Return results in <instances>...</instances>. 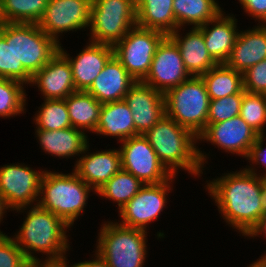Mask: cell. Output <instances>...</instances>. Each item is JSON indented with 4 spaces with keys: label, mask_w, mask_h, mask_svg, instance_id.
<instances>
[{
    "label": "cell",
    "mask_w": 266,
    "mask_h": 267,
    "mask_svg": "<svg viewBox=\"0 0 266 267\" xmlns=\"http://www.w3.org/2000/svg\"><path fill=\"white\" fill-rule=\"evenodd\" d=\"M48 0H0V18L5 23L38 24Z\"/></svg>",
    "instance_id": "4dcf8cb0"
},
{
    "label": "cell",
    "mask_w": 266,
    "mask_h": 267,
    "mask_svg": "<svg viewBox=\"0 0 266 267\" xmlns=\"http://www.w3.org/2000/svg\"><path fill=\"white\" fill-rule=\"evenodd\" d=\"M121 167L144 184H160L173 175L160 162L144 135L130 137L120 142Z\"/></svg>",
    "instance_id": "8fae6325"
},
{
    "label": "cell",
    "mask_w": 266,
    "mask_h": 267,
    "mask_svg": "<svg viewBox=\"0 0 266 267\" xmlns=\"http://www.w3.org/2000/svg\"><path fill=\"white\" fill-rule=\"evenodd\" d=\"M248 267H266V256H261L254 263H251Z\"/></svg>",
    "instance_id": "bcb514c9"
},
{
    "label": "cell",
    "mask_w": 266,
    "mask_h": 267,
    "mask_svg": "<svg viewBox=\"0 0 266 267\" xmlns=\"http://www.w3.org/2000/svg\"><path fill=\"white\" fill-rule=\"evenodd\" d=\"M201 77L210 100L238 94L243 90V73L235 71L226 63L215 65Z\"/></svg>",
    "instance_id": "f1b7e54d"
},
{
    "label": "cell",
    "mask_w": 266,
    "mask_h": 267,
    "mask_svg": "<svg viewBox=\"0 0 266 267\" xmlns=\"http://www.w3.org/2000/svg\"><path fill=\"white\" fill-rule=\"evenodd\" d=\"M94 133L110 138L117 137L119 142L136 136L132 112L124 99L102 104Z\"/></svg>",
    "instance_id": "d4e9b609"
},
{
    "label": "cell",
    "mask_w": 266,
    "mask_h": 267,
    "mask_svg": "<svg viewBox=\"0 0 266 267\" xmlns=\"http://www.w3.org/2000/svg\"><path fill=\"white\" fill-rule=\"evenodd\" d=\"M244 12L258 21L260 25H266V0H238Z\"/></svg>",
    "instance_id": "ab89813d"
},
{
    "label": "cell",
    "mask_w": 266,
    "mask_h": 267,
    "mask_svg": "<svg viewBox=\"0 0 266 267\" xmlns=\"http://www.w3.org/2000/svg\"><path fill=\"white\" fill-rule=\"evenodd\" d=\"M258 135L239 115L219 123H207L198 141L206 140L224 152L246 158Z\"/></svg>",
    "instance_id": "9a60e30c"
},
{
    "label": "cell",
    "mask_w": 266,
    "mask_h": 267,
    "mask_svg": "<svg viewBox=\"0 0 266 267\" xmlns=\"http://www.w3.org/2000/svg\"><path fill=\"white\" fill-rule=\"evenodd\" d=\"M260 203L262 207V215L266 214V178L263 177H261Z\"/></svg>",
    "instance_id": "ee69618b"
},
{
    "label": "cell",
    "mask_w": 266,
    "mask_h": 267,
    "mask_svg": "<svg viewBox=\"0 0 266 267\" xmlns=\"http://www.w3.org/2000/svg\"><path fill=\"white\" fill-rule=\"evenodd\" d=\"M132 112L136 136L144 135L165 115L164 94L142 82H136L124 96Z\"/></svg>",
    "instance_id": "2e32d148"
},
{
    "label": "cell",
    "mask_w": 266,
    "mask_h": 267,
    "mask_svg": "<svg viewBox=\"0 0 266 267\" xmlns=\"http://www.w3.org/2000/svg\"><path fill=\"white\" fill-rule=\"evenodd\" d=\"M95 258L88 261L75 263L77 267H110L107 261L95 250Z\"/></svg>",
    "instance_id": "b9f144b4"
},
{
    "label": "cell",
    "mask_w": 266,
    "mask_h": 267,
    "mask_svg": "<svg viewBox=\"0 0 266 267\" xmlns=\"http://www.w3.org/2000/svg\"><path fill=\"white\" fill-rule=\"evenodd\" d=\"M160 162L174 176L178 170L202 176L209 157L197 145L198 137L190 130L164 115L144 134Z\"/></svg>",
    "instance_id": "7a4b0ae2"
},
{
    "label": "cell",
    "mask_w": 266,
    "mask_h": 267,
    "mask_svg": "<svg viewBox=\"0 0 266 267\" xmlns=\"http://www.w3.org/2000/svg\"><path fill=\"white\" fill-rule=\"evenodd\" d=\"M174 177L176 176L173 175L160 184H144L139 192L119 209L120 224L147 231L149 223L157 220L166 207V196L173 190Z\"/></svg>",
    "instance_id": "7c38bea8"
},
{
    "label": "cell",
    "mask_w": 266,
    "mask_h": 267,
    "mask_svg": "<svg viewBox=\"0 0 266 267\" xmlns=\"http://www.w3.org/2000/svg\"><path fill=\"white\" fill-rule=\"evenodd\" d=\"M240 116L259 135L264 134L266 127L265 95L248 93L243 89Z\"/></svg>",
    "instance_id": "e575fe53"
},
{
    "label": "cell",
    "mask_w": 266,
    "mask_h": 267,
    "mask_svg": "<svg viewBox=\"0 0 266 267\" xmlns=\"http://www.w3.org/2000/svg\"><path fill=\"white\" fill-rule=\"evenodd\" d=\"M223 8L216 0H173V13L178 28L185 24L200 27L214 19ZM194 25V26H193Z\"/></svg>",
    "instance_id": "83f0119b"
},
{
    "label": "cell",
    "mask_w": 266,
    "mask_h": 267,
    "mask_svg": "<svg viewBox=\"0 0 266 267\" xmlns=\"http://www.w3.org/2000/svg\"><path fill=\"white\" fill-rule=\"evenodd\" d=\"M190 77L178 47L166 36L158 45L149 72L141 82L165 94Z\"/></svg>",
    "instance_id": "5bb4252c"
},
{
    "label": "cell",
    "mask_w": 266,
    "mask_h": 267,
    "mask_svg": "<svg viewBox=\"0 0 266 267\" xmlns=\"http://www.w3.org/2000/svg\"><path fill=\"white\" fill-rule=\"evenodd\" d=\"M144 186L139 179L124 169H120L113 175L95 194L106 200H112L122 208Z\"/></svg>",
    "instance_id": "f546056e"
},
{
    "label": "cell",
    "mask_w": 266,
    "mask_h": 267,
    "mask_svg": "<svg viewBox=\"0 0 266 267\" xmlns=\"http://www.w3.org/2000/svg\"><path fill=\"white\" fill-rule=\"evenodd\" d=\"M266 59V25L240 30L226 64L244 73L248 68Z\"/></svg>",
    "instance_id": "603a6c76"
},
{
    "label": "cell",
    "mask_w": 266,
    "mask_h": 267,
    "mask_svg": "<svg viewBox=\"0 0 266 267\" xmlns=\"http://www.w3.org/2000/svg\"><path fill=\"white\" fill-rule=\"evenodd\" d=\"M25 84L14 79L0 78V117L10 118L26 110Z\"/></svg>",
    "instance_id": "d6a6232c"
},
{
    "label": "cell",
    "mask_w": 266,
    "mask_h": 267,
    "mask_svg": "<svg viewBox=\"0 0 266 267\" xmlns=\"http://www.w3.org/2000/svg\"><path fill=\"white\" fill-rule=\"evenodd\" d=\"M29 260L25 257L14 238L0 233V267H27Z\"/></svg>",
    "instance_id": "8d00e7d4"
},
{
    "label": "cell",
    "mask_w": 266,
    "mask_h": 267,
    "mask_svg": "<svg viewBox=\"0 0 266 267\" xmlns=\"http://www.w3.org/2000/svg\"><path fill=\"white\" fill-rule=\"evenodd\" d=\"M92 0H48L39 27L58 44L63 32L85 30L90 23Z\"/></svg>",
    "instance_id": "4fadbf2b"
},
{
    "label": "cell",
    "mask_w": 266,
    "mask_h": 267,
    "mask_svg": "<svg viewBox=\"0 0 266 267\" xmlns=\"http://www.w3.org/2000/svg\"><path fill=\"white\" fill-rule=\"evenodd\" d=\"M265 136V133L258 135L257 139L255 140V143L250 147L249 153L246 158L247 160H250L249 163L251 162L253 165L251 167L248 165V167L244 168L248 172L253 173L255 175H259L263 178H266V171H263V174L261 173V175L260 173L257 174L258 172L254 165H263L266 169V147L265 149L263 147V143L265 142L264 140H266Z\"/></svg>",
    "instance_id": "f35d334b"
},
{
    "label": "cell",
    "mask_w": 266,
    "mask_h": 267,
    "mask_svg": "<svg viewBox=\"0 0 266 267\" xmlns=\"http://www.w3.org/2000/svg\"><path fill=\"white\" fill-rule=\"evenodd\" d=\"M6 40H13L18 66L32 76L59 52L60 44L34 23H6Z\"/></svg>",
    "instance_id": "ba28073f"
},
{
    "label": "cell",
    "mask_w": 266,
    "mask_h": 267,
    "mask_svg": "<svg viewBox=\"0 0 266 267\" xmlns=\"http://www.w3.org/2000/svg\"><path fill=\"white\" fill-rule=\"evenodd\" d=\"M266 237V214H263L259 219L258 223L251 229V231L245 236L249 238H254L256 236ZM266 256V253H264Z\"/></svg>",
    "instance_id": "7bdbcfd3"
},
{
    "label": "cell",
    "mask_w": 266,
    "mask_h": 267,
    "mask_svg": "<svg viewBox=\"0 0 266 267\" xmlns=\"http://www.w3.org/2000/svg\"><path fill=\"white\" fill-rule=\"evenodd\" d=\"M72 127L94 133L102 104L87 91H75L65 98Z\"/></svg>",
    "instance_id": "4316f807"
},
{
    "label": "cell",
    "mask_w": 266,
    "mask_h": 267,
    "mask_svg": "<svg viewBox=\"0 0 266 267\" xmlns=\"http://www.w3.org/2000/svg\"><path fill=\"white\" fill-rule=\"evenodd\" d=\"M28 210L21 228L13 235L25 257L29 261L42 260L34 253H45V260L66 259V252L70 249L66 233L70 226L38 205L29 207Z\"/></svg>",
    "instance_id": "3957f363"
},
{
    "label": "cell",
    "mask_w": 266,
    "mask_h": 267,
    "mask_svg": "<svg viewBox=\"0 0 266 267\" xmlns=\"http://www.w3.org/2000/svg\"><path fill=\"white\" fill-rule=\"evenodd\" d=\"M70 267H77L75 264H71Z\"/></svg>",
    "instance_id": "7dc6e473"
},
{
    "label": "cell",
    "mask_w": 266,
    "mask_h": 267,
    "mask_svg": "<svg viewBox=\"0 0 266 267\" xmlns=\"http://www.w3.org/2000/svg\"><path fill=\"white\" fill-rule=\"evenodd\" d=\"M43 173L24 163L0 167V193L10 211L23 213L38 204Z\"/></svg>",
    "instance_id": "30bf717a"
},
{
    "label": "cell",
    "mask_w": 266,
    "mask_h": 267,
    "mask_svg": "<svg viewBox=\"0 0 266 267\" xmlns=\"http://www.w3.org/2000/svg\"><path fill=\"white\" fill-rule=\"evenodd\" d=\"M34 116L36 129L59 130L72 127L65 99H44Z\"/></svg>",
    "instance_id": "1f68e13d"
},
{
    "label": "cell",
    "mask_w": 266,
    "mask_h": 267,
    "mask_svg": "<svg viewBox=\"0 0 266 267\" xmlns=\"http://www.w3.org/2000/svg\"><path fill=\"white\" fill-rule=\"evenodd\" d=\"M0 78L14 79L29 85L32 80V75L23 66H18L13 40H6L5 22L0 25Z\"/></svg>",
    "instance_id": "836d02e7"
},
{
    "label": "cell",
    "mask_w": 266,
    "mask_h": 267,
    "mask_svg": "<svg viewBox=\"0 0 266 267\" xmlns=\"http://www.w3.org/2000/svg\"><path fill=\"white\" fill-rule=\"evenodd\" d=\"M182 28L168 35L178 47L184 66L191 76L201 77L218 63L210 56L204 42L202 30L193 27L186 35H180Z\"/></svg>",
    "instance_id": "7402d4cb"
},
{
    "label": "cell",
    "mask_w": 266,
    "mask_h": 267,
    "mask_svg": "<svg viewBox=\"0 0 266 267\" xmlns=\"http://www.w3.org/2000/svg\"><path fill=\"white\" fill-rule=\"evenodd\" d=\"M242 98L243 90L238 94L210 100L207 123H219L239 116Z\"/></svg>",
    "instance_id": "d590c367"
},
{
    "label": "cell",
    "mask_w": 266,
    "mask_h": 267,
    "mask_svg": "<svg viewBox=\"0 0 266 267\" xmlns=\"http://www.w3.org/2000/svg\"><path fill=\"white\" fill-rule=\"evenodd\" d=\"M165 37L160 31L135 25L113 46L114 56L136 82H141L149 72L158 45Z\"/></svg>",
    "instance_id": "9c48e42d"
},
{
    "label": "cell",
    "mask_w": 266,
    "mask_h": 267,
    "mask_svg": "<svg viewBox=\"0 0 266 267\" xmlns=\"http://www.w3.org/2000/svg\"><path fill=\"white\" fill-rule=\"evenodd\" d=\"M165 115L197 137L207 126L210 98L202 77L191 76L164 94Z\"/></svg>",
    "instance_id": "8992f818"
},
{
    "label": "cell",
    "mask_w": 266,
    "mask_h": 267,
    "mask_svg": "<svg viewBox=\"0 0 266 267\" xmlns=\"http://www.w3.org/2000/svg\"><path fill=\"white\" fill-rule=\"evenodd\" d=\"M96 193L74 171L70 174L44 170L38 206L72 227L84 212L90 192Z\"/></svg>",
    "instance_id": "277c9868"
},
{
    "label": "cell",
    "mask_w": 266,
    "mask_h": 267,
    "mask_svg": "<svg viewBox=\"0 0 266 267\" xmlns=\"http://www.w3.org/2000/svg\"><path fill=\"white\" fill-rule=\"evenodd\" d=\"M61 45L59 51L70 62L76 91H87L114 55L113 46L89 41L76 57H71Z\"/></svg>",
    "instance_id": "e0dca14e"
},
{
    "label": "cell",
    "mask_w": 266,
    "mask_h": 267,
    "mask_svg": "<svg viewBox=\"0 0 266 267\" xmlns=\"http://www.w3.org/2000/svg\"><path fill=\"white\" fill-rule=\"evenodd\" d=\"M105 222V223H104ZM95 246L110 267H144L147 231L104 221Z\"/></svg>",
    "instance_id": "5b68a950"
},
{
    "label": "cell",
    "mask_w": 266,
    "mask_h": 267,
    "mask_svg": "<svg viewBox=\"0 0 266 267\" xmlns=\"http://www.w3.org/2000/svg\"><path fill=\"white\" fill-rule=\"evenodd\" d=\"M243 89L248 93L266 94V59L243 73Z\"/></svg>",
    "instance_id": "74e56055"
},
{
    "label": "cell",
    "mask_w": 266,
    "mask_h": 267,
    "mask_svg": "<svg viewBox=\"0 0 266 267\" xmlns=\"http://www.w3.org/2000/svg\"><path fill=\"white\" fill-rule=\"evenodd\" d=\"M233 16L221 11L214 19L199 27L210 56L218 64L228 61L239 33L238 21Z\"/></svg>",
    "instance_id": "ffe728a7"
},
{
    "label": "cell",
    "mask_w": 266,
    "mask_h": 267,
    "mask_svg": "<svg viewBox=\"0 0 266 267\" xmlns=\"http://www.w3.org/2000/svg\"><path fill=\"white\" fill-rule=\"evenodd\" d=\"M135 25V0H92L87 28L91 42L114 46Z\"/></svg>",
    "instance_id": "52a82bcc"
},
{
    "label": "cell",
    "mask_w": 266,
    "mask_h": 267,
    "mask_svg": "<svg viewBox=\"0 0 266 267\" xmlns=\"http://www.w3.org/2000/svg\"><path fill=\"white\" fill-rule=\"evenodd\" d=\"M137 25L157 30L166 36L178 29L173 0H135Z\"/></svg>",
    "instance_id": "484cf974"
},
{
    "label": "cell",
    "mask_w": 266,
    "mask_h": 267,
    "mask_svg": "<svg viewBox=\"0 0 266 267\" xmlns=\"http://www.w3.org/2000/svg\"><path fill=\"white\" fill-rule=\"evenodd\" d=\"M135 83L134 78L113 55L87 92L98 102L105 104L123 100Z\"/></svg>",
    "instance_id": "44dd1931"
},
{
    "label": "cell",
    "mask_w": 266,
    "mask_h": 267,
    "mask_svg": "<svg viewBox=\"0 0 266 267\" xmlns=\"http://www.w3.org/2000/svg\"><path fill=\"white\" fill-rule=\"evenodd\" d=\"M6 210H10L8 207H7V204L3 198V196L1 195L0 193V223L1 221H3L2 219L5 217V213L7 212ZM0 233H1V229H0Z\"/></svg>",
    "instance_id": "f6af8a7d"
},
{
    "label": "cell",
    "mask_w": 266,
    "mask_h": 267,
    "mask_svg": "<svg viewBox=\"0 0 266 267\" xmlns=\"http://www.w3.org/2000/svg\"><path fill=\"white\" fill-rule=\"evenodd\" d=\"M89 147L88 143L72 171L96 192L122 168L121 155L119 148L90 153Z\"/></svg>",
    "instance_id": "d6986e66"
},
{
    "label": "cell",
    "mask_w": 266,
    "mask_h": 267,
    "mask_svg": "<svg viewBox=\"0 0 266 267\" xmlns=\"http://www.w3.org/2000/svg\"><path fill=\"white\" fill-rule=\"evenodd\" d=\"M223 175L207 180L206 191L214 199L224 221L245 237L262 216L261 176L244 168Z\"/></svg>",
    "instance_id": "6da1fadb"
},
{
    "label": "cell",
    "mask_w": 266,
    "mask_h": 267,
    "mask_svg": "<svg viewBox=\"0 0 266 267\" xmlns=\"http://www.w3.org/2000/svg\"><path fill=\"white\" fill-rule=\"evenodd\" d=\"M35 134L41 149L46 154L59 158L79 157L89 143L88 135L74 127L52 131L35 129Z\"/></svg>",
    "instance_id": "cb8c5ba5"
},
{
    "label": "cell",
    "mask_w": 266,
    "mask_h": 267,
    "mask_svg": "<svg viewBox=\"0 0 266 267\" xmlns=\"http://www.w3.org/2000/svg\"><path fill=\"white\" fill-rule=\"evenodd\" d=\"M44 99H65L76 91L70 62L59 51L43 68L32 76Z\"/></svg>",
    "instance_id": "ac0fdd59"
},
{
    "label": "cell",
    "mask_w": 266,
    "mask_h": 267,
    "mask_svg": "<svg viewBox=\"0 0 266 267\" xmlns=\"http://www.w3.org/2000/svg\"><path fill=\"white\" fill-rule=\"evenodd\" d=\"M68 259L63 260H35L29 261L27 267H70Z\"/></svg>",
    "instance_id": "60d3db41"
}]
</instances>
